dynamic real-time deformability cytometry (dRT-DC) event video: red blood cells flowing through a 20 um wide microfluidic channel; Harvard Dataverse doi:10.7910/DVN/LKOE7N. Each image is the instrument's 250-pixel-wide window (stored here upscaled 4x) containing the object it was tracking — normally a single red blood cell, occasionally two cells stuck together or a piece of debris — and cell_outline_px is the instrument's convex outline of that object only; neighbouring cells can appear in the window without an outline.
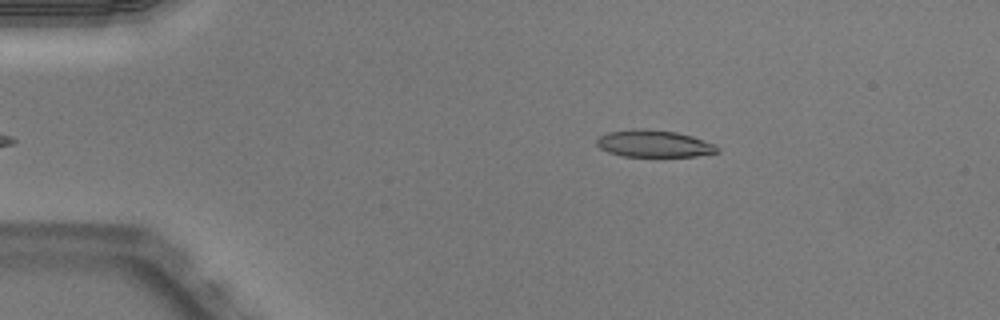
{"species": "Egyptian fruit bat (a non-hibernating species)", "species_latin": "Rousettus aegyptiacus", "temperature_condition": "warm", "stored_images_in_passage": 44, "camera_frame_rate_fps": 3000, "um_per_image_px": 0.085, "animal": {"sex": "male"}, "frame": {"image": 1, "passage_image": 3, "time_ms": 0.667, "image_size_px": [1000, 320], "cell_outline_px": [[720, 152], [696, 156], [624, 156], [608, 152], [600, 148], [596, 144], [596, 140], [600, 136], [608, 132], [644, 128], [676, 132], [692, 136], [716, 144]], "centroid_in_image_um": [55.61, 12.21], "position_along_channel_um": 29.4, "area_um2": 18.9}}
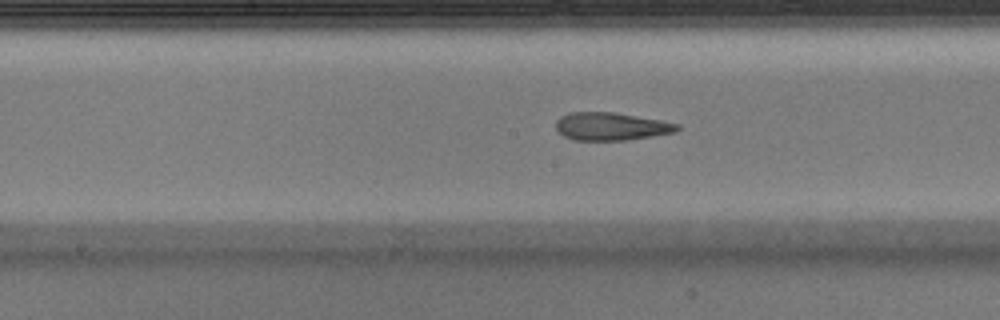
{"frame": {"image": 2, "passage_image": 20, "time_ms": 6.333, "image_size_px": [1000, 320], "cell_outline_px": [[680, 128], [676, 132], [624, 140], [572, 140], [564, 136], [556, 128], [556, 120], [560, 116], [572, 112], [612, 112], [660, 120], [680, 124]], "centroid_in_image_um": [51.93, 10.74], "position_along_channel_um": 196.3, "area_um2": 19.54}}
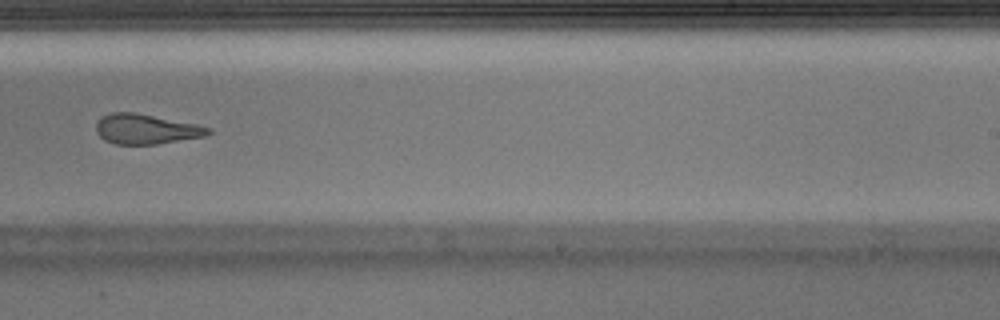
{"frame": {"image": 3, "passage_image": 26, "time_ms": 8.333, "image_size_px": [1000, 320], "cell_outline_px": [[212, 132], [208, 136], [156, 144], [116, 144], [104, 140], [96, 132], [96, 124], [104, 116], [112, 112], [136, 112], [196, 124], [212, 128]], "centroid_in_image_um": [12.46, 10.97], "position_along_channel_um": 276.5, "area_um2": 19.59}, "authors_computed_cell_mechanics": {"area_um2": 20.5768, "velocity_mm_per_s": 4.0332, "shape_relaxation_time_tau1_ms": null, "shape_relaxation_time_tau2_ms": 2.4446, "deformation_change_tau1": null, "deformation_change_tau2": 0.1237}}